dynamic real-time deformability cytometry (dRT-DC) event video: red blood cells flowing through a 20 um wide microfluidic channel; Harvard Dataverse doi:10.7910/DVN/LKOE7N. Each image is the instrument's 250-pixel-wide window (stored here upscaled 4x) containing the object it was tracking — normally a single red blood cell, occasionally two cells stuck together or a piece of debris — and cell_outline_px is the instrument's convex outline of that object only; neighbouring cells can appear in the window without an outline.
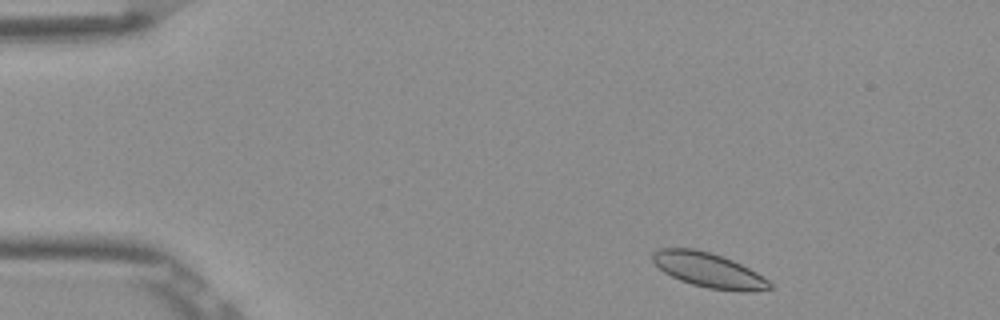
{"species": "Egyptian fruit bat (a non-hibernating species)", "species_latin": "Rousettus aegyptiacus", "temperature_condition": "room temperature", "stored_images_in_passage": 7, "camera_frame_rate_fps": 3000, "um_per_image_px": 0.085, "frame": {"image": 1, "passage_image": 1, "time_ms": 0.0, "image_size_px": [1000, 320], "cell_outline_px": [[776, 288], [748, 292], [740, 292], [708, 288], [692, 284], [680, 280], [664, 272], [652, 260], [652, 252], [660, 248], [692, 248], [708, 252], [732, 260], [756, 272], [768, 280]], "centroid_in_image_um": [60.26, 22.98], "position_along_channel_um": 24.7, "area_um2": 23.52}}
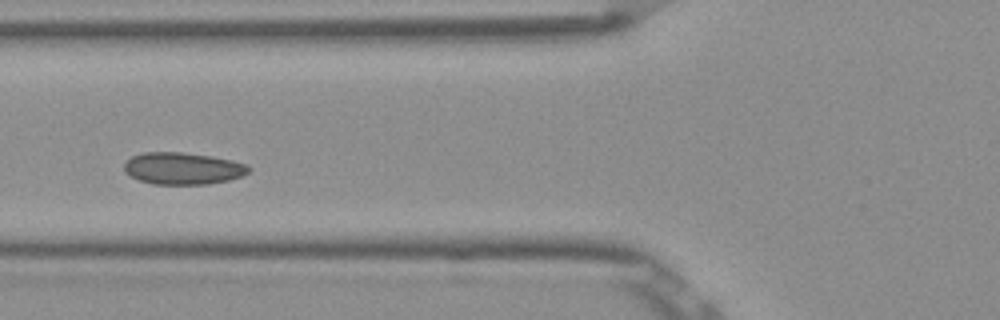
{"frame": {"image": 2, "passage_image": 4, "time_ms": 1.0, "image_size_px": [1000, 320], "cell_outline_px": [[252, 168], [248, 172], [240, 176], [228, 180], [208, 184], [152, 184], [140, 180], [124, 172], [124, 164], [132, 156], [144, 152], [184, 152], [212, 156], [232, 160], [248, 164]], "centroid_in_image_um": [15.56, 14.31], "position_along_channel_um": 110.2, "area_um2": 23.24}}
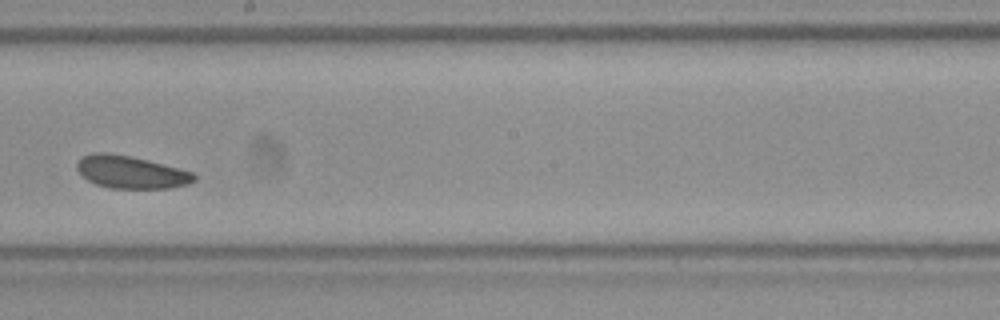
{"frame": {"image": 3, "passage_image": 7, "time_ms": 2.0, "image_size_px": [1000, 320], "cell_outline_px": [[196, 180], [188, 184], [172, 188], [108, 188], [96, 184], [88, 180], [76, 168], [76, 164], [84, 156], [92, 152], [108, 152], [132, 156], [148, 160], [192, 172], [196, 176]], "centroid_in_image_um": [11.13, 14.63], "position_along_channel_um": 237.1, "area_um2": 22.2}}